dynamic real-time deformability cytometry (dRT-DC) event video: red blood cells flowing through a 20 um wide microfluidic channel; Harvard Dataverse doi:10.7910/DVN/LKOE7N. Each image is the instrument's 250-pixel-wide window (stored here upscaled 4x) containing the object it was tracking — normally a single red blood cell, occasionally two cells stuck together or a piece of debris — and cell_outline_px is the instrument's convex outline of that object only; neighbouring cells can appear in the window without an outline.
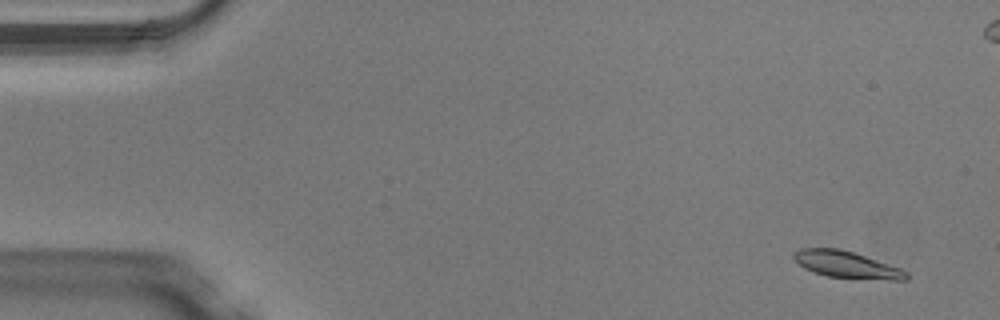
{"species": "Egyptian fruit bat (a non-hibernating species)", "species_latin": "Rousettus aegyptiacus", "temperature_condition": "warm", "stored_images_in_passage": 51, "camera_frame_rate_fps": 3000, "um_per_image_px": 0.085, "animal": {"sex": "male"}, "frame": {"image": 1, "passage_image": 4, "time_ms": 1.0, "image_size_px": [1000, 320], "cell_outline_px": [[908, 280], [892, 280], [828, 276], [812, 272], [804, 268], [792, 256], [792, 252], [800, 248], [840, 248], [900, 268], [908, 272]], "centroid_in_image_um": [71.94, 22.49], "position_along_channel_um": 13.1, "area_um2": 17.34}}
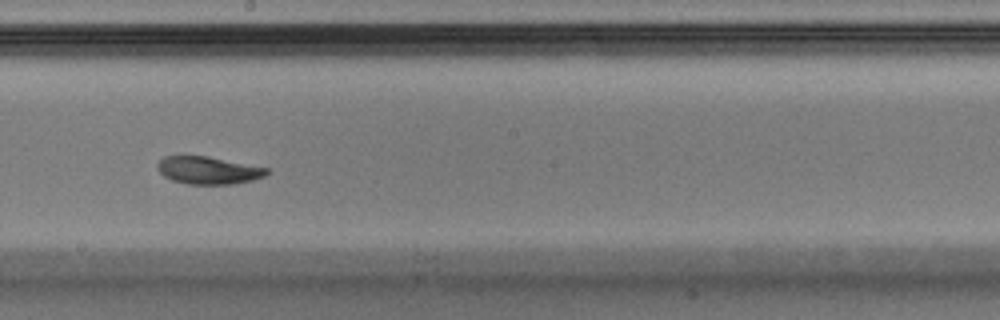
{"frame": {"image": 2, "passage_image": 29, "time_ms": 9.333, "image_size_px": [1000, 320], "cell_outline_px": [[268, 172], [264, 176], [252, 180], [232, 184], [188, 184], [172, 180], [164, 176], [156, 168], [156, 164], [164, 156], [208, 156], [268, 168]], "centroid_in_image_um": [17.67, 14.47], "position_along_channel_um": 230.5, "area_um2": 17.46}}
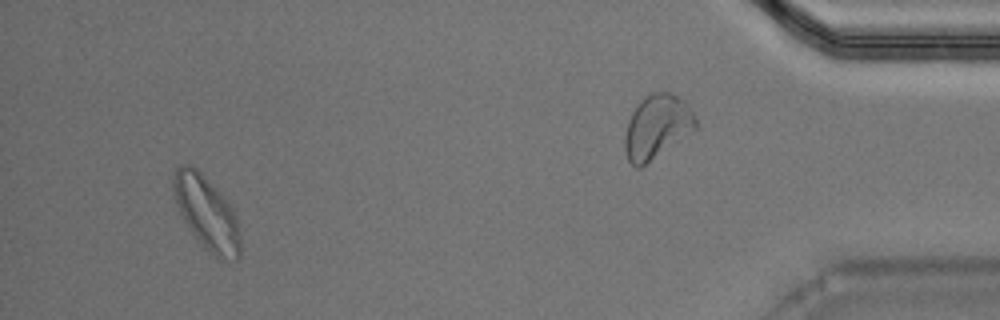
{"frame": {"image": 3, "passage_image": 48, "time_ms": 15.667, "image_size_px": [1000, 320], "cell_outline_px": [[240, 256], [236, 260], [224, 260], [208, 252], [204, 248], [192, 232], [184, 220], [176, 204], [172, 188], [172, 176], [176, 168], [180, 164], [188, 164], [196, 168], [224, 196], [232, 208], [236, 216], [240, 236]], "centroid_in_image_um": [17.56, 18.09], "position_along_channel_um": 417.6, "area_um2": 28.61}, "authors_computed_cell_mechanics": {"area_um2": 18.3226, "velocity_mm_per_s": 4.0726, "shape_relaxation_time_tau1_ms": 2.2832, "shape_relaxation_time_tau2_ms": 4.8584, "deformation_change_tau1": 0.119, "deformation_change_tau2": 0.0907}}